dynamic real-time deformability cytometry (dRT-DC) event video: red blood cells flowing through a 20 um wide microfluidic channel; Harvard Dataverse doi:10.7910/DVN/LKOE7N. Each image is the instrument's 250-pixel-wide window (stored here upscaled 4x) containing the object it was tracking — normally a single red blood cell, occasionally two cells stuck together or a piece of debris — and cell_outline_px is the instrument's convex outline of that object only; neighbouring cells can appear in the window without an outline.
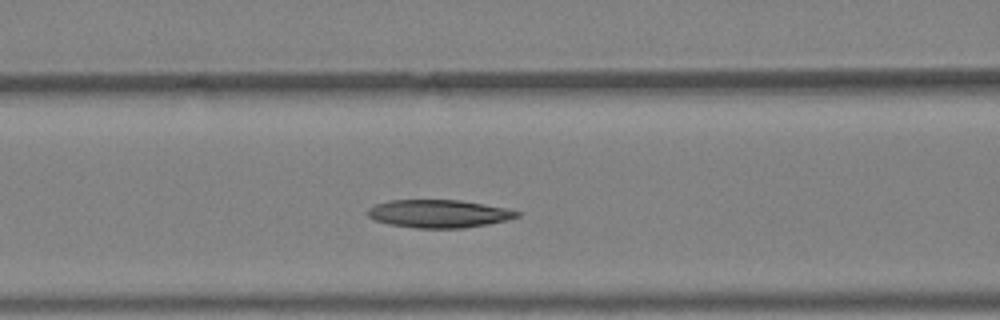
{"species": "Egyptian fruit bat (a non-hibernating species)", "species_latin": "Rousettus aegyptiacus", "temperature_condition": "warm", "stored_images_in_passage": 32, "camera_frame_rate_fps": 3000, "um_per_image_px": 0.085, "animal": {"sex": "female"}, "frame": {"image": 1, "passage_image": 12, "time_ms": 3.667, "image_size_px": [1000, 320], "cell_outline_px": [[520, 216], [488, 224], [464, 228], [416, 228], [388, 224], [376, 220], [368, 216], [368, 208], [376, 204], [388, 200], [460, 200], [484, 204], [504, 208], [520, 212]], "centroid_in_image_um": [37.27, 18.16], "position_along_channel_um": 129.3, "area_um2": 24.16}}
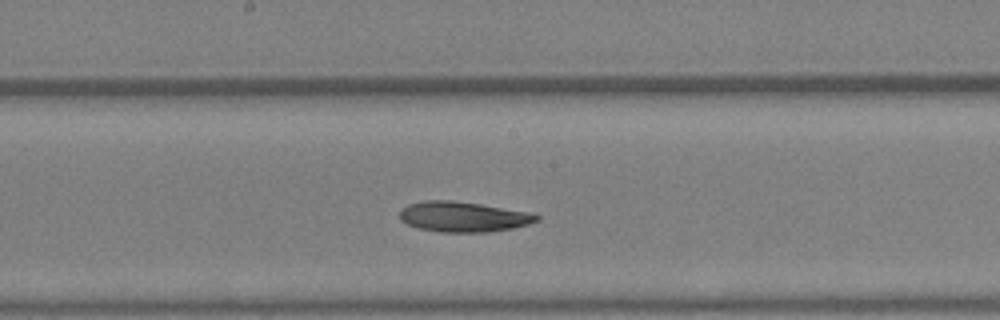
{"frame": {"image": 2, "passage_image": 17, "time_ms": 5.333, "image_size_px": [1000, 320], "cell_outline_px": [[540, 220], [528, 224], [512, 228], [488, 232], [440, 232], [420, 228], [408, 224], [400, 220], [400, 208], [408, 204], [424, 200], [452, 200], [480, 204], [532, 212], [540, 216]], "centroid_in_image_um": [39.38, 18.41], "position_along_channel_um": 208.8, "area_um2": 24.28}}
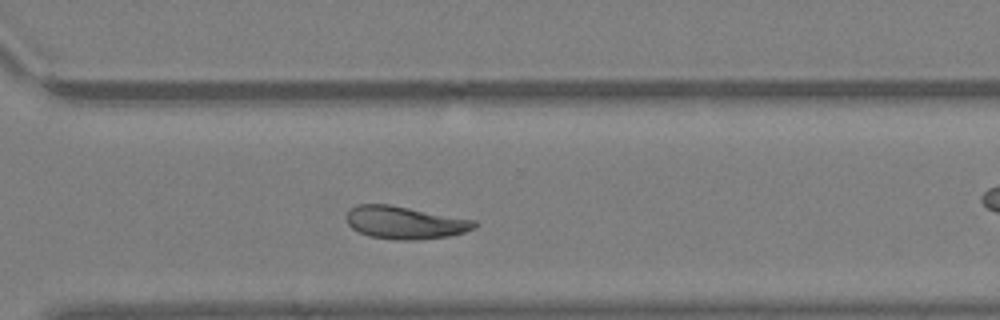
{"frame": {"image": 3, "passage_image": 25, "time_ms": 8.0, "image_size_px": [1000, 320], "cell_outline_px": [[476, 228], [464, 232], [448, 236], [412, 240], [396, 240], [368, 236], [352, 228], [348, 224], [348, 212], [356, 204], [388, 204], [476, 220]], "centroid_in_image_um": [34.43, 18.92], "position_along_channel_um": 336.2, "area_um2": 24.16}}